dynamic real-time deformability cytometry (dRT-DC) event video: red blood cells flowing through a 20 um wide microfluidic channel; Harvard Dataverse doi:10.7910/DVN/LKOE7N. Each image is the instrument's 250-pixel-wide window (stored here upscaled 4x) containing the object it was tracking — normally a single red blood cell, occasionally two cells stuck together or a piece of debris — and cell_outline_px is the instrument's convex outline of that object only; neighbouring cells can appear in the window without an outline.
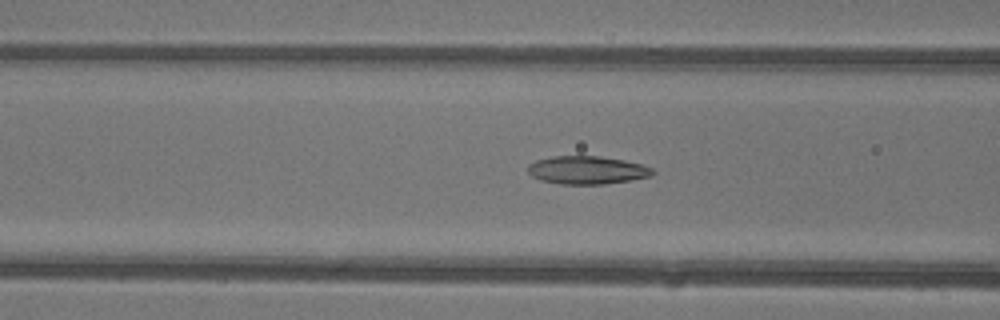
{"species": "common noctule bat (a hibernating species)", "species_latin": "Nyctalus noctula", "temperature_condition": "warm", "stored_images_in_passage": 30, "camera_frame_rate_fps": 3000, "um_per_image_px": 0.085, "animal": {"sex": "female"}, "frame": {"image": 1, "passage_image": 5, "time_ms": 1.333, "image_size_px": [1000, 320], "cell_outline_px": [[656, 172], [652, 176], [632, 180], [604, 184], [560, 184], [540, 180], [532, 176], [528, 172], [528, 164], [536, 160], [552, 156], [600, 156], [624, 160], [640, 164], [652, 168]], "centroid_in_image_um": [49.9, 14.46], "position_along_channel_um": 116.7, "area_um2": 20.52}}
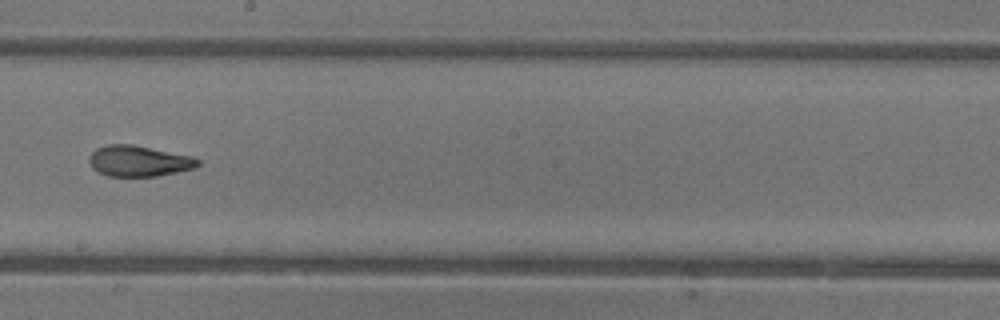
{"frame": {"image": 2, "passage_image": 13, "time_ms": 4.0, "image_size_px": [1000, 320], "cell_outline_px": [[200, 164], [196, 168], [156, 176], [108, 176], [96, 172], [92, 168], [88, 160], [92, 152], [96, 148], [108, 144], [132, 144], [192, 156], [200, 160]], "centroid_in_image_um": [11.79, 13.69], "position_along_channel_um": 236.4, "area_um2": 19.65}}
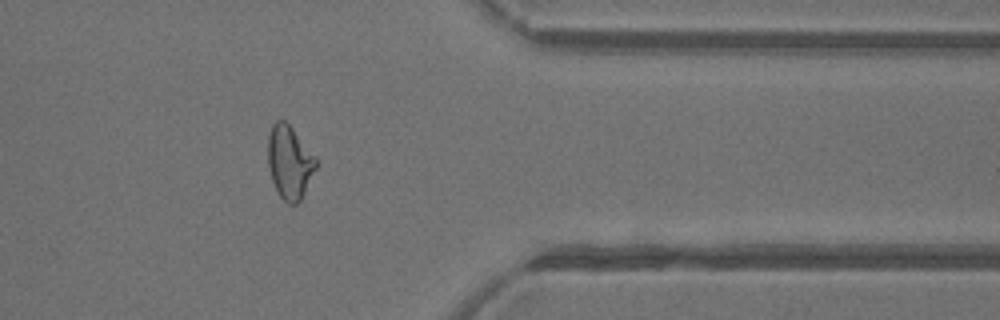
{"frame": {"image": 3, "passage_image": 24, "time_ms": 7.667, "image_size_px": [1000, 320], "cell_outline_px": [[316, 168], [300, 200], [296, 204], [288, 204], [280, 196], [272, 180], [268, 164], [268, 136], [272, 124], [276, 120], [284, 120], [292, 128], [316, 156]], "centroid_in_image_um": [24.6, 13.77], "position_along_channel_um": 386.8, "area_um2": 20.29}}